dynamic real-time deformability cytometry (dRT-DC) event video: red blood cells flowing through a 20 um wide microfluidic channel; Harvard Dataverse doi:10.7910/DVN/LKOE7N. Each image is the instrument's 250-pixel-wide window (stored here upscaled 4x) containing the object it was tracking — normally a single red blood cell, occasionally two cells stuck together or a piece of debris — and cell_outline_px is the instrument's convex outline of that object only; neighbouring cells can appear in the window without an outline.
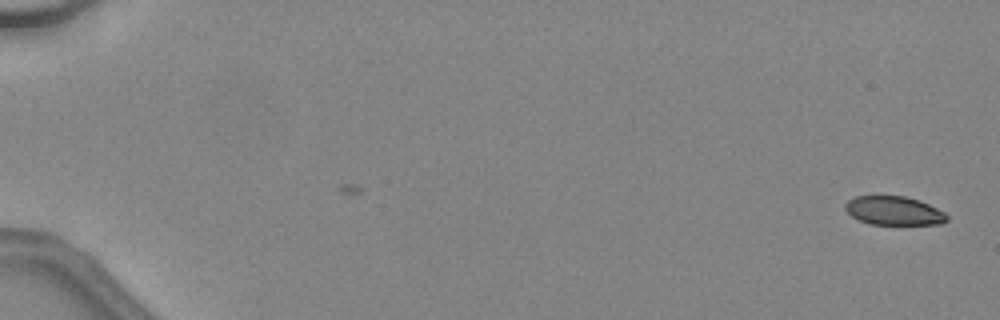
{"species": "common noctule bat (a hibernating species)", "species_latin": "Nyctalus noctula", "temperature_condition": "warm", "stored_images_in_passage": 47, "camera_frame_rate_fps": 3000, "um_per_image_px": 0.085, "animal": {"sex": "female", "body_mass_g": 24.6, "forearm_length_mm": 56.2}, "frame": {"image": 1, "passage_image": 1, "time_ms": 0.0, "image_size_px": [1000, 320], "cell_outline_px": [[948, 220], [944, 224], [868, 224], [852, 216], [844, 208], [844, 204], [848, 200], [856, 196], [904, 196], [920, 200], [944, 212], [948, 216]], "centroid_in_image_um": [75.99, 17.91], "position_along_channel_um": 9.0, "area_um2": 17.05}}
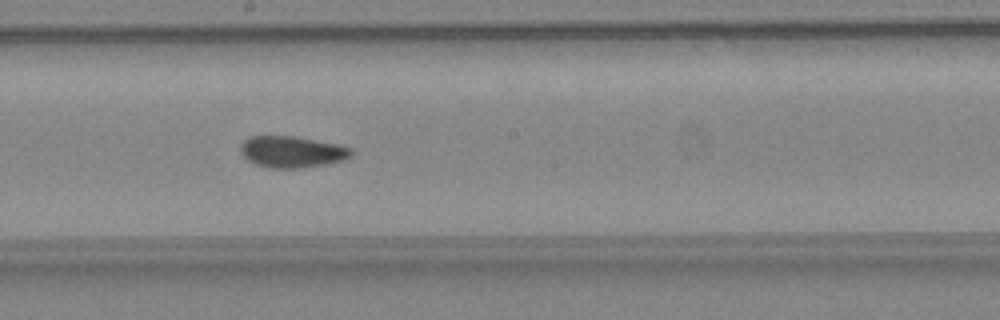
{"frame": {"image": 2, "passage_image": 28, "time_ms": 9.0, "image_size_px": [1000, 320], "cell_outline_px": [[352, 156], [344, 160], [328, 164], [300, 168], [268, 168], [256, 164], [248, 160], [240, 152], [240, 144], [248, 136], [296, 136], [336, 144], [352, 148]], "centroid_in_image_um": [24.81, 12.9], "position_along_channel_um": 223.4, "area_um2": 20.46}}
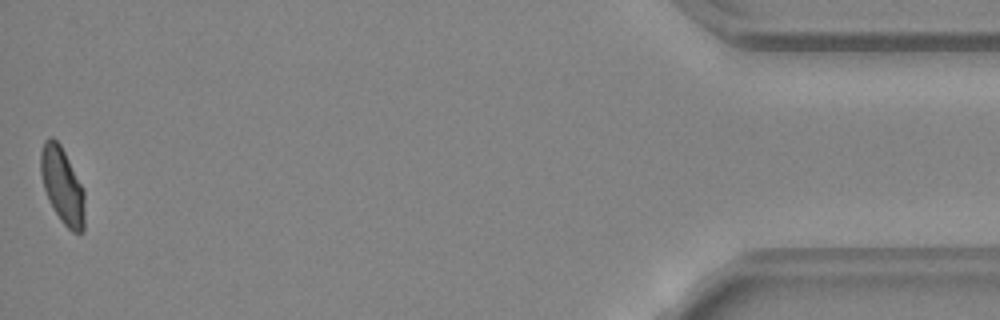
{"frame": {"image": 3, "passage_image": 47, "time_ms": 15.333, "image_size_px": [1000, 320], "cell_outline_px": [[84, 232], [72, 232], [60, 220], [48, 200], [44, 188], [40, 172], [40, 152], [44, 140], [48, 136], [52, 136], [60, 144], [84, 188]], "centroid_in_image_um": [5.29, 15.75], "position_along_channel_um": 429.9, "area_um2": 19.71}, "authors_computed_cell_mechanics": {"area_um2": 19.8832, "velocity_mm_per_s": 4.5454, "shape_relaxation_time_tau1_ms": null, "shape_relaxation_time_tau2_ms": 1.3879, "deformation_change_tau1": null, "deformation_change_tau2": 0.0574}}